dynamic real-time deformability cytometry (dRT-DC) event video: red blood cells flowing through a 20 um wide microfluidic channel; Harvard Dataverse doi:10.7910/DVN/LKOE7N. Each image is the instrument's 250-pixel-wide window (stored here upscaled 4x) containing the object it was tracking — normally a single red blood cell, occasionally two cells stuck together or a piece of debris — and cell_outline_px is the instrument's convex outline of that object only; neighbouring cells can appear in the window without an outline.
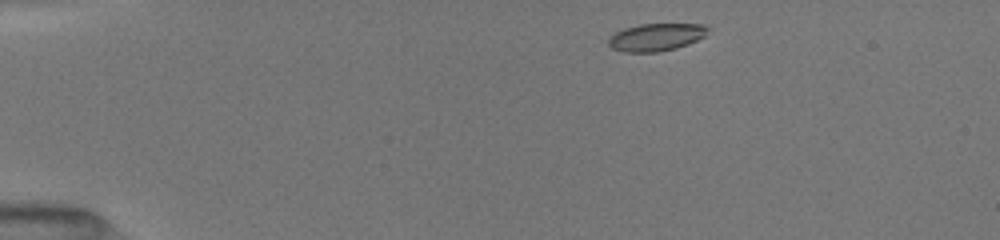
{"species": "common noctule bat (a hibernating species)", "species_latin": "Nyctalus noctula", "temperature_condition": "room temperature", "stored_images_in_passage": 43, "camera_frame_rate_fps": 3000, "um_per_image_px": 0.085, "animal": {"sex": "female", "body_mass_g": 19.5, "forearm_length_mm": 54.1}, "frame": {"image": 1, "passage_image": 1, "time_ms": 0.0, "image_size_px": [1000, 240], "cell_outline_px": [[712, 28], [704, 36], [688, 44], [676, 48], [660, 52], [624, 52], [612, 48], [608, 44], [608, 36], [624, 28], [640, 24], [704, 24]], "centroid_in_image_um": [55.78, 3.15], "position_along_channel_um": 29.2, "area_um2": 16.13}}
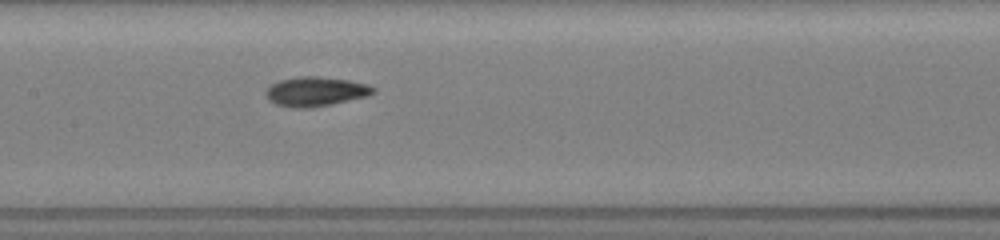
{"frame": {"image": 2, "passage_image": 18, "time_ms": 5.667, "image_size_px": [1000, 240], "cell_outline_px": [[376, 92], [368, 96], [332, 104], [312, 108], [296, 108], [276, 104], [268, 100], [264, 96], [264, 88], [280, 80], [300, 76], [316, 76], [348, 80], [368, 84], [376, 88]], "centroid_in_image_um": [26.81, 7.78], "position_along_channel_um": 180.6, "area_um2": 18.67}}
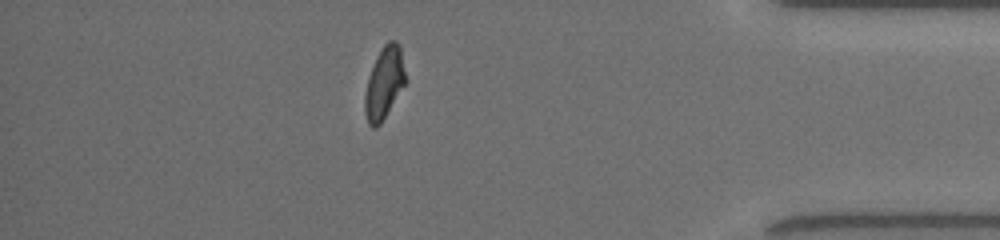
{"frame": {"image": 3, "passage_image": 37, "time_ms": 12.0, "image_size_px": [1000, 240], "cell_outline_px": [[408, 80], [380, 124], [376, 128], [372, 128], [368, 124], [364, 112], [364, 96], [368, 76], [376, 56], [384, 44], [388, 40], [396, 40], [400, 44]], "centroid_in_image_um": [32.67, 7.02], "position_along_channel_um": 402.5, "area_um2": 17.51}, "authors_computed_cell_mechanics": {"area_um2": 17.1666, "velocity_mm_per_s": 4.0268, "shape_relaxation_time_tau1_ms": 4.4041, "shape_relaxation_time_tau2_ms": 3.384, "deformation_change_tau1": 0.1586, "deformation_change_tau2": 0.0846}}